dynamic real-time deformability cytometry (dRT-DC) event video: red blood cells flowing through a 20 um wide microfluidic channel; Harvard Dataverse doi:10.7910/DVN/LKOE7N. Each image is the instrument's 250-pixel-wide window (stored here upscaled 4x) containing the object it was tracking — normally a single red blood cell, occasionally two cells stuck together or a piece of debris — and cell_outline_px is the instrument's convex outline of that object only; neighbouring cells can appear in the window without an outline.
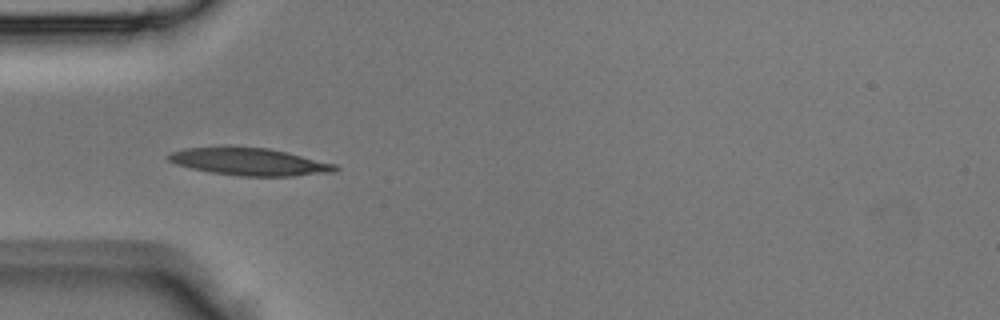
{"species": "Egyptian fruit bat (a non-hibernating species)", "species_latin": "Rousettus aegyptiacus", "temperature_condition": "room temperature", "stored_images_in_passage": 2, "camera_frame_rate_fps": 3000, "um_per_image_px": 0.085, "animal": {"sex": "male"}, "frame": {"image": 1, "passage_image": 1, "time_ms": 0.0, "image_size_px": [1000, 320], "cell_outline_px": [[340, 168], [336, 172], [292, 176], [240, 176], [212, 172], [192, 168], [176, 164], [168, 160], [164, 156], [172, 152], [184, 148], [268, 148], [288, 152], [336, 164]], "centroid_in_image_um": [21.26, 13.76], "position_along_channel_um": 63.7, "area_um2": 26.24}}
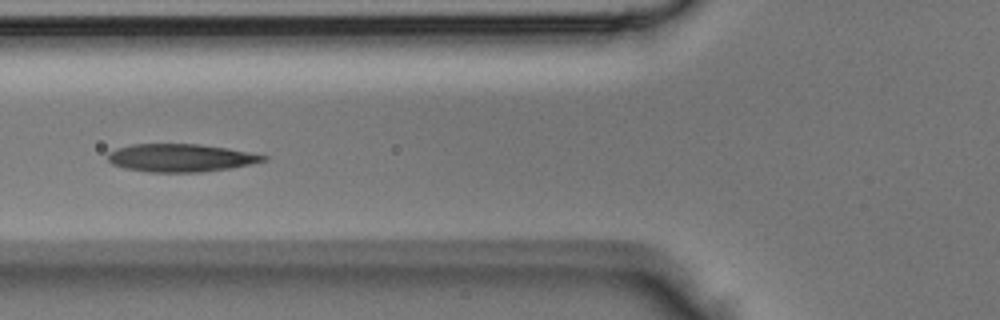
{"frame": {"image": 2, "passage_image": 2, "time_ms": 0.333, "image_size_px": [1000, 320], "cell_outline_px": [[268, 156], [264, 160], [248, 164], [228, 168], [200, 172], [148, 172], [124, 168], [112, 164], [108, 160], [108, 152], [116, 148], [132, 144], [200, 144], [228, 148]], "centroid_in_image_um": [15.28, 13.41], "position_along_channel_um": 110.5, "area_um2": 25.09}}